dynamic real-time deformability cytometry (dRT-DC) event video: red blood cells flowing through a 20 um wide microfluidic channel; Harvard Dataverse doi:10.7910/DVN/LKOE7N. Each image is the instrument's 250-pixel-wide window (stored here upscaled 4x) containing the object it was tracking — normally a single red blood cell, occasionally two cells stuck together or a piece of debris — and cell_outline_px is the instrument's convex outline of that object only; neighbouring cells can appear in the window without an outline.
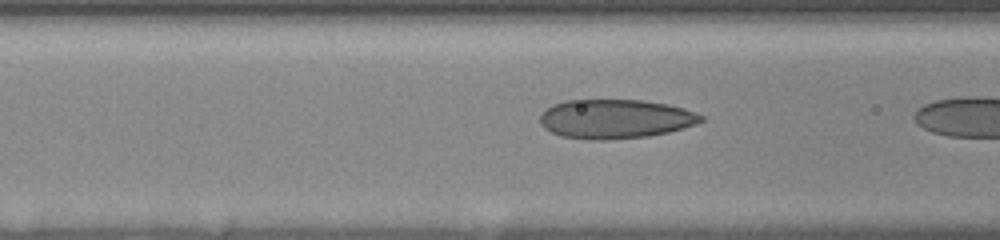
{"species": "human", "species_latin": "Homo sapiens", "temperature_condition": "room temperature", "stored_images_in_passage": 23, "camera_frame_rate_fps": 3000, "um_per_image_px": 0.085, "donor": {"sex": "female"}, "frame": {"image": 1, "passage_image": 20, "time_ms": 6.333, "image_size_px": [1000, 240], "cell_outline_px": [[704, 120], [696, 124], [668, 132], [648, 136], [604, 140], [588, 140], [560, 136], [544, 128], [540, 124], [540, 116], [552, 104], [564, 100], [644, 100], [668, 104], [684, 108], [696, 112], [704, 116]], "centroid_in_image_um": [52.3, 10.1], "position_along_channel_um": 114.3, "area_um2": 36.93}}